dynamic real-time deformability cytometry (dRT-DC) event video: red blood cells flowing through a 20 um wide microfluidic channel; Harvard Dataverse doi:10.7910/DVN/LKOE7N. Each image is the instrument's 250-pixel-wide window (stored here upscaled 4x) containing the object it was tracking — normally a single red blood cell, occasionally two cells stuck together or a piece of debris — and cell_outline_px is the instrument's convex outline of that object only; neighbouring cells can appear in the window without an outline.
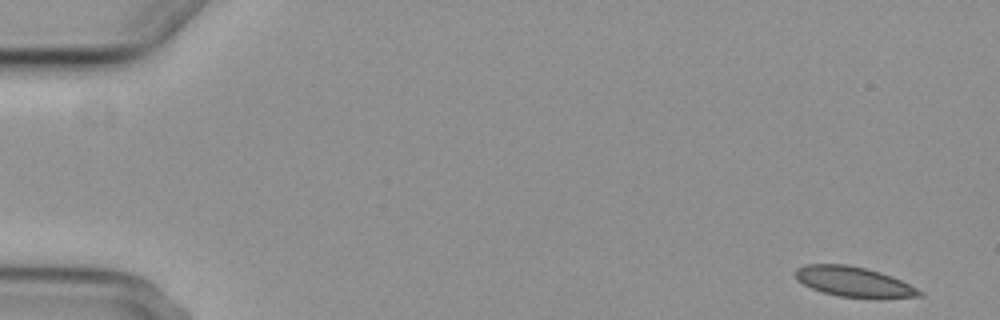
{"species": "common noctule bat (a hibernating species)", "species_latin": "Nyctalus noctula", "temperature_condition": "cold", "stored_images_in_passage": 10, "camera_frame_rate_fps": 3000, "um_per_image_px": 0.085, "animal": {"sex": "female", "body_mass_g": 29.2, "forearm_length_mm": 56.3}, "frame": {"image": 1, "passage_image": 1, "time_ms": 0.0, "image_size_px": [1000, 320], "cell_outline_px": [[924, 296], [836, 296], [812, 288], [796, 280], [796, 268], [804, 264], [848, 264], [880, 272], [892, 276], [924, 292]], "centroid_in_image_um": [72.49, 23.91], "position_along_channel_um": 12.5, "area_um2": 20.98}}
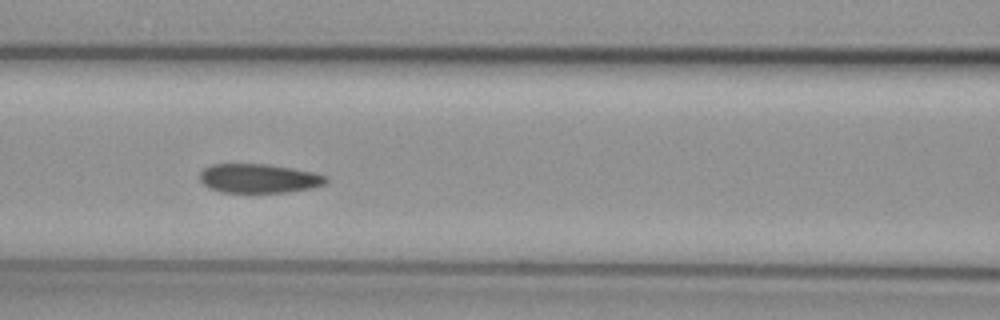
{"frame": {"image": 2, "passage_image": 6, "time_ms": 7.333, "image_size_px": [1000, 320], "cell_outline_px": [[328, 180], [324, 184], [312, 188], [288, 192], [220, 192], [208, 188], [200, 180], [200, 172], [204, 168], [212, 164], [268, 164], [292, 168], [312, 172], [328, 176]], "centroid_in_image_um": [22.0, 15.16], "position_along_channel_um": 144.6, "area_um2": 21.44}}
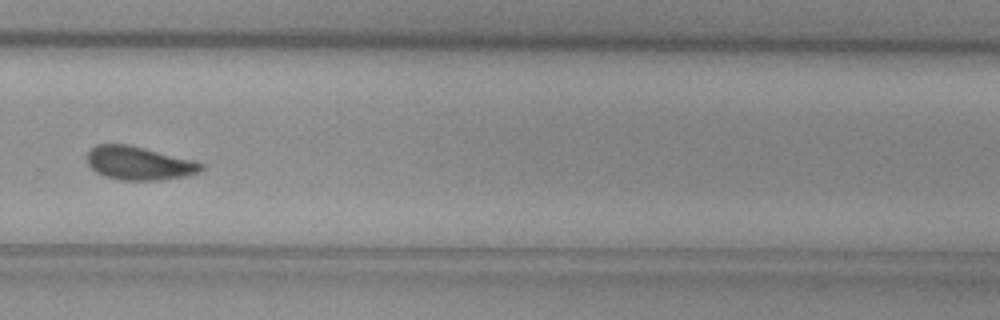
{"frame": {"image": 3, "passage_image": 10, "time_ms": 12.0, "image_size_px": [1000, 320], "cell_outline_px": [[204, 168], [200, 172], [184, 176], [160, 180], [120, 180], [104, 176], [96, 172], [88, 164], [88, 152], [96, 144], [124, 144], [144, 148], [192, 160], [204, 164]], "centroid_in_image_um": [11.81, 13.88], "position_along_channel_um": 318.0, "area_um2": 22.02}}